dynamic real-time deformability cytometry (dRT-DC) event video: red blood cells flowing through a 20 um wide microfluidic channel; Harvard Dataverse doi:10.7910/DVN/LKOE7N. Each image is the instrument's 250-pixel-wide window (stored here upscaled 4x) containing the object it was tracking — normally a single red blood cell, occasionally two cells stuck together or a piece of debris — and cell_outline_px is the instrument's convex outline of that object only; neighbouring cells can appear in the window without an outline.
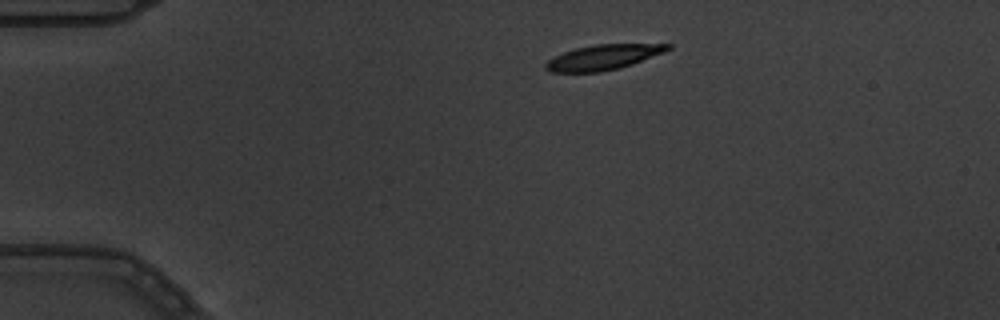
{"species": "common noctule bat (a hibernating species)", "species_latin": "Nyctalus noctula", "temperature_condition": "warm", "stored_images_in_passage": 3, "camera_frame_rate_fps": 3000, "um_per_image_px": 0.085, "animal": {"sex": "male", "body_mass_g": 19.5, "forearm_length_mm": 54.6}, "frame": {"image": 1, "passage_image": 1, "time_ms": 0.0, "image_size_px": [1000, 320], "cell_outline_px": [[672, 48], [664, 52], [632, 64], [620, 68], [600, 72], [552, 72], [544, 68], [544, 64], [548, 60], [564, 52], [576, 48], [596, 44], [672, 44]], "centroid_in_image_um": [51.28, 4.87], "position_along_channel_um": 33.7, "area_um2": 17.74}}